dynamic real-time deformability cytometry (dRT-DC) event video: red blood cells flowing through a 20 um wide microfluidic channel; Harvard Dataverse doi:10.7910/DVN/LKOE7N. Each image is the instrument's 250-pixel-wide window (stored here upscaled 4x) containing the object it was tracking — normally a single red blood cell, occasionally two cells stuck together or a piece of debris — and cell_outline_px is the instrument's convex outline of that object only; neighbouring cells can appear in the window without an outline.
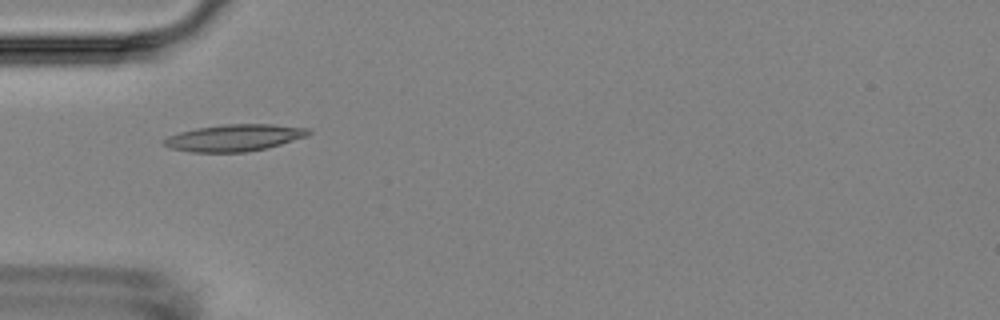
{"species": "Egyptian fruit bat (a non-hibernating species)", "species_latin": "Rousettus aegyptiacus", "temperature_condition": "room temperature", "stored_images_in_passage": 6, "camera_frame_rate_fps": 3000, "um_per_image_px": 0.085, "animal": {"sex": "female"}, "frame": {"image": 1, "passage_image": 5, "time_ms": 5.667, "image_size_px": [1000, 320], "cell_outline_px": [[312, 132], [308, 136], [268, 148], [248, 152], [192, 152], [172, 148], [164, 144], [160, 140], [168, 136], [180, 132], [196, 128], [224, 124], [272, 124], [308, 128]], "centroid_in_image_um": [19.94, 11.71], "position_along_channel_um": 65.1, "area_um2": 22.66}}
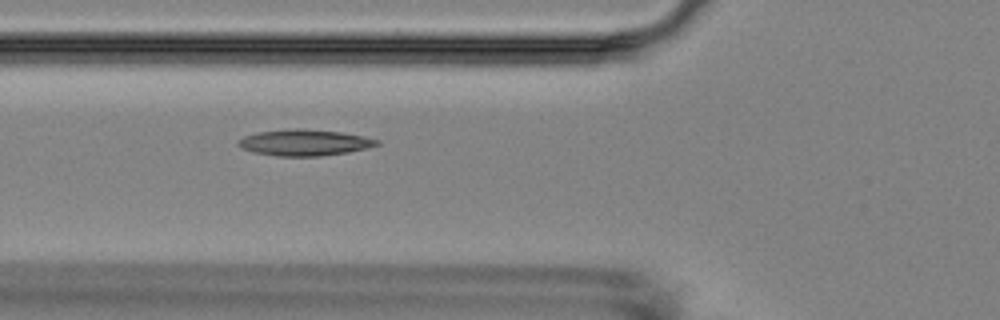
{"frame": {"image": 2, "passage_image": 6, "time_ms": 6.667, "image_size_px": [1000, 320], "cell_outline_px": [[380, 144], [368, 148], [348, 152], [320, 156], [276, 156], [252, 152], [240, 148], [236, 144], [236, 140], [244, 136], [256, 132], [288, 128], [300, 128], [340, 132], [364, 136], [380, 140]], "centroid_in_image_um": [25.83, 12.11], "position_along_channel_um": 100.0, "area_um2": 21.5}}